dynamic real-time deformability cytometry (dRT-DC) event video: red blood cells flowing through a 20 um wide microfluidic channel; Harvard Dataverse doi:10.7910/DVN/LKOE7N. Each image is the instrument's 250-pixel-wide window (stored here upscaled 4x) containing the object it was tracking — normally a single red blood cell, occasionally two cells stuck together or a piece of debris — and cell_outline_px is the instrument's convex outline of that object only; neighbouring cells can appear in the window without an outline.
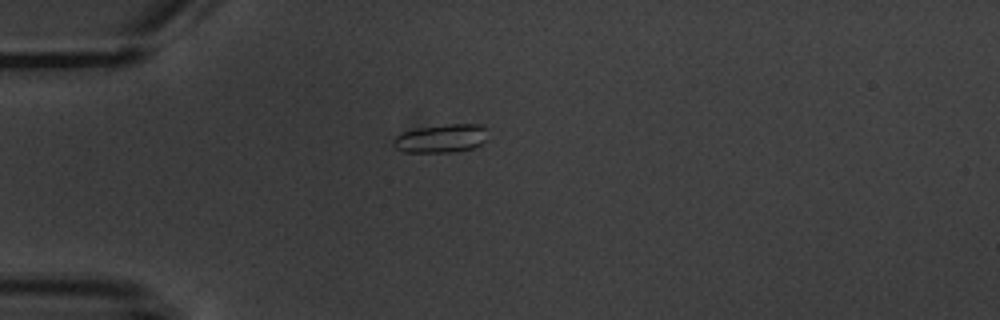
{"species": "common noctule bat (a hibernating species)", "species_latin": "Nyctalus noctula", "temperature_condition": "warm", "stored_images_in_passage": 6, "camera_frame_rate_fps": 3000, "um_per_image_px": 0.085, "animal": {"sex": "male", "body_mass_g": 20.1, "forearm_length_mm": 53.5}, "frame": {"image": 1, "passage_image": 1, "time_ms": 0.0, "image_size_px": [1000, 320], "cell_outline_px": [[488, 128], [484, 140], [480, 144], [472, 148], [456, 152], [404, 152], [396, 148], [392, 144], [392, 140], [396, 136], [404, 132], [416, 128], [448, 124], [480, 124]], "centroid_in_image_um": [37.49, 11.76], "position_along_channel_um": 47.5, "area_um2": 15.66}}
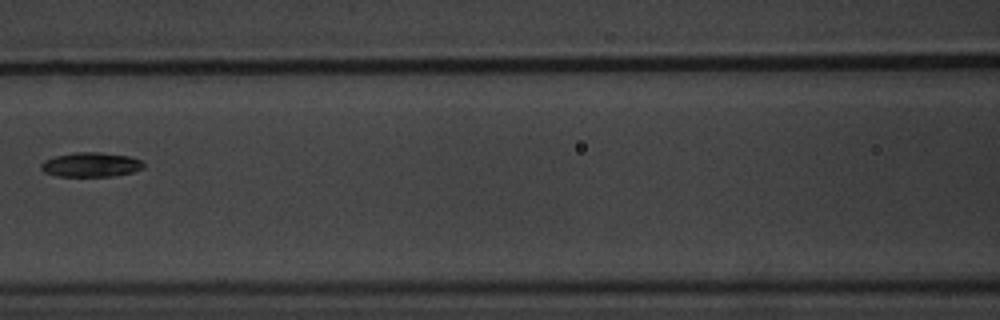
{"frame": {"image": 2, "passage_image": 4, "time_ms": 3.667, "image_size_px": [1000, 320], "cell_outline_px": [[144, 168], [132, 172], [116, 176], [56, 176], [44, 172], [40, 168], [40, 164], [44, 160], [56, 156], [72, 152], [100, 152], [128, 156], [140, 160], [144, 164]], "centroid_in_image_um": [7.71, 14.0], "position_along_channel_um": 158.9, "area_um2": 14.68}}
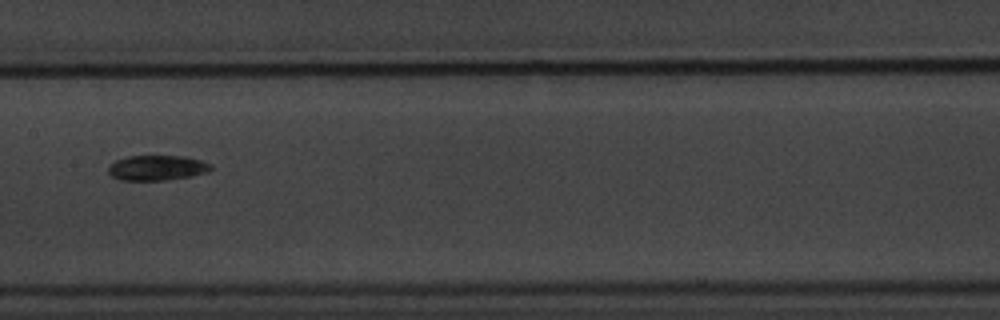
{"frame": {"image": 3, "passage_image": 5, "time_ms": 4.667, "image_size_px": [1000, 320], "cell_outline_px": [[212, 168], [208, 172], [192, 176], [164, 180], [120, 180], [112, 176], [108, 172], [108, 164], [116, 160], [128, 156], [184, 156], [200, 160], [212, 164]], "centroid_in_image_um": [13.34, 14.26], "position_along_channel_um": 194.1, "area_um2": 15.09}}